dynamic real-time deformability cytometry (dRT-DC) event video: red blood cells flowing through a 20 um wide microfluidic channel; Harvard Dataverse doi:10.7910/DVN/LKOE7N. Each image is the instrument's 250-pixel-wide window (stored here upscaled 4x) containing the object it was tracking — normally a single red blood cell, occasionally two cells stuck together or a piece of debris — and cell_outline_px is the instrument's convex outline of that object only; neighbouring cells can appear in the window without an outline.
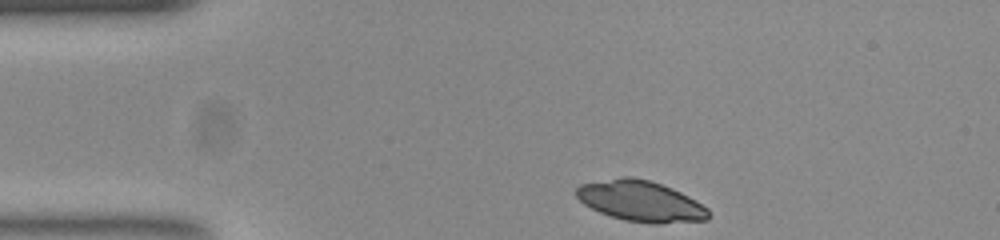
{"species": "common noctule bat (a hibernating species)", "species_latin": "Nyctalus noctula", "temperature_condition": "room temperature", "stored_images_in_passage": 34, "camera_frame_rate_fps": 3000, "um_per_image_px": 0.085, "animal": {"sex": "female", "body_mass_g": 23.0, "forearm_length_mm": 53.4}, "frame": {"image": 1, "passage_image": 1, "time_ms": 0.0, "image_size_px": [1000, 240], "cell_outline_px": [[712, 216], [708, 220], [660, 224], [652, 224], [624, 220], [600, 212], [584, 204], [576, 196], [576, 188], [580, 184], [620, 176], [632, 176], [648, 180], [672, 188], [696, 200], [708, 208]], "centroid_in_image_um": [54.49, 17.1], "position_along_channel_um": 30.5, "area_um2": 31.62}}
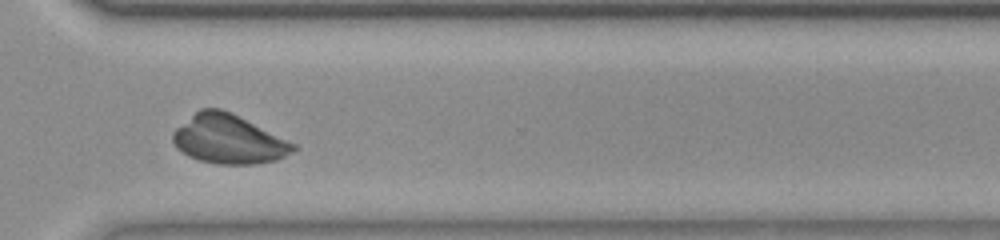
{"frame": {"image": 2, "passage_image": 30, "time_ms": 9.667, "image_size_px": [1000, 240], "cell_outline_px": [[296, 148], [292, 152], [276, 160], [256, 164], [216, 164], [200, 160], [188, 156], [176, 148], [172, 140], [172, 132], [176, 128], [200, 108], [220, 108], [296, 144]], "centroid_in_image_um": [19.38, 11.85], "position_along_channel_um": 351.2, "area_um2": 33.93}}